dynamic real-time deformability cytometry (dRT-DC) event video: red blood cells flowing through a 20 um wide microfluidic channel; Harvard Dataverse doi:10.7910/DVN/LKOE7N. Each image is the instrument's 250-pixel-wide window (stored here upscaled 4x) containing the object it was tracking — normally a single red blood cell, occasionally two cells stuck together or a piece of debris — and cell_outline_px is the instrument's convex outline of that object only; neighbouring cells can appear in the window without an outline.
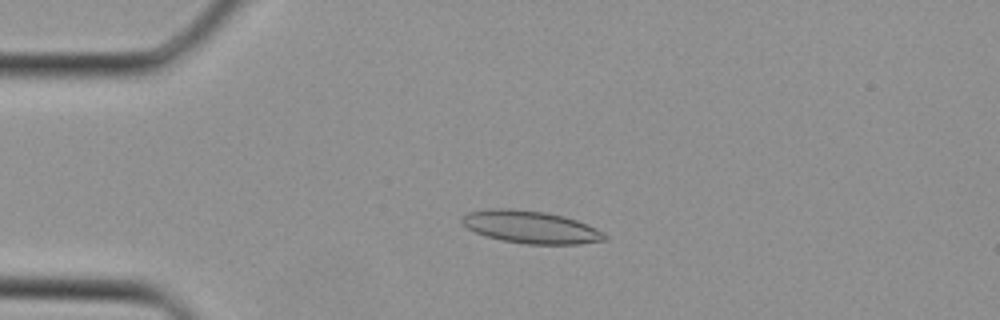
{"species": "Egyptian fruit bat (a non-hibernating species)", "species_latin": "Rousettus aegyptiacus", "temperature_condition": "cold", "stored_images_in_passage": 12, "camera_frame_rate_fps": 3000, "um_per_image_px": 0.085, "animal": {"sex": "female"}, "frame": {"image": 1, "passage_image": 7, "time_ms": 2.0, "image_size_px": [1000, 320], "cell_outline_px": [[608, 236], [604, 240], [580, 244], [524, 244], [500, 240], [476, 232], [468, 228], [460, 220], [460, 216], [468, 212], [488, 208], [512, 208], [544, 212], [564, 216], [576, 220], [596, 228], [604, 232]], "centroid_in_image_um": [45.09, 19.29], "position_along_channel_um": 39.9, "area_um2": 27.11}}